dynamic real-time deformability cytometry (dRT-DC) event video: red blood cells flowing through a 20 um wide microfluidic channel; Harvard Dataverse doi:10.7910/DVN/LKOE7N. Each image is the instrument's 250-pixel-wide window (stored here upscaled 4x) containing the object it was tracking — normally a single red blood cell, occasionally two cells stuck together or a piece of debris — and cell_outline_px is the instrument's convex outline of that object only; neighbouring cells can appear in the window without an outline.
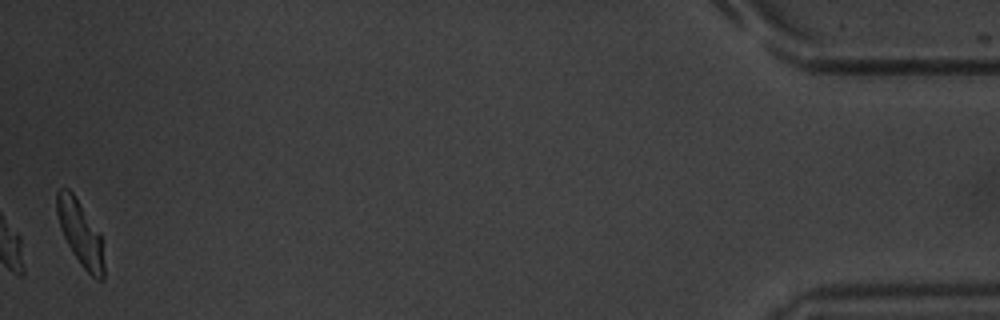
{"species": "common noctule bat (a hibernating species)", "species_latin": "Nyctalus noctula", "temperature_condition": "warm", "stored_images_in_passage": 53, "camera_frame_rate_fps": 3000, "um_per_image_px": 0.085, "animal": {"sex": "male", "body_mass_g": 20.1, "forearm_length_mm": 53.5}, "frame": {"image": 1, "passage_image": 53, "time_ms": 17.333, "image_size_px": [1000, 320], "cell_outline_px": [[104, 280], [96, 280], [80, 264], [72, 252], [60, 228], [56, 212], [56, 192], [60, 188], [68, 188], [72, 192], [100, 236], [104, 264]], "centroid_in_image_um": [6.8, 19.85], "position_along_channel_um": 428.4, "area_um2": 17.34}, "authors_computed_cell_mechanics": {"area_um2": 15.317, "velocity_mm_per_s": 3.8224, "shape_relaxation_time_tau1_ms": 1.5425, "shape_relaxation_time_tau2_ms": 2.584, "deformation_change_tau1": 0.143, "deformation_change_tau2": 0.1004}}